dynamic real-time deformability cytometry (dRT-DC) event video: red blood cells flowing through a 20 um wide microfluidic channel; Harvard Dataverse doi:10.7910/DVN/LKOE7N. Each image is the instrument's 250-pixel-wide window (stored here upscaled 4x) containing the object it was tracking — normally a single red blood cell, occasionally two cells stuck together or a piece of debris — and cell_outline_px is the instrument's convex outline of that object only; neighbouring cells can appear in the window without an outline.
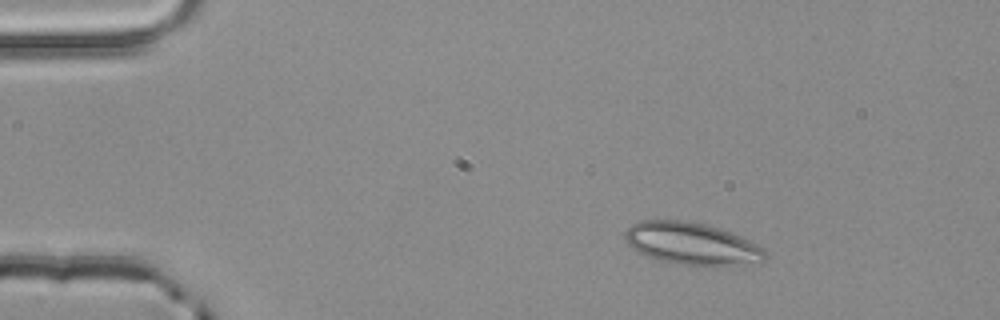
{"species": "common noctule bat (a hibernating species)", "species_latin": "Nyctalus noctula", "temperature_condition": "room temperature", "stored_images_in_passage": 3, "camera_frame_rate_fps": 3000, "um_per_image_px": 0.085, "animal": {"sex": "male", "body_mass_g": 20.4}, "frame": {"image": 1, "passage_image": 1, "time_ms": 0.0, "image_size_px": [1000, 320], "cell_outline_px": [[768, 260], [724, 264], [676, 264], [660, 260], [648, 256], [632, 248], [628, 244], [624, 236], [624, 232], [632, 224], [640, 220], [680, 220], [704, 224], [720, 228], [740, 236], [764, 248], [768, 256]], "centroid_in_image_um": [58.75, 20.67], "position_along_channel_um": 26.2, "area_um2": 33.7}}